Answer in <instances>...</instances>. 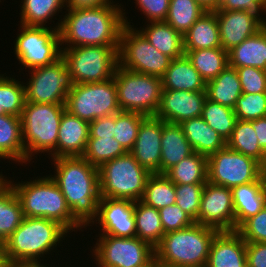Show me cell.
Segmentation results:
<instances>
[{
  "mask_svg": "<svg viewBox=\"0 0 266 267\" xmlns=\"http://www.w3.org/2000/svg\"><path fill=\"white\" fill-rule=\"evenodd\" d=\"M159 213L164 234L187 228L195 223L177 204L166 206L160 209Z\"/></svg>",
  "mask_w": 266,
  "mask_h": 267,
  "instance_id": "obj_47",
  "label": "cell"
},
{
  "mask_svg": "<svg viewBox=\"0 0 266 267\" xmlns=\"http://www.w3.org/2000/svg\"><path fill=\"white\" fill-rule=\"evenodd\" d=\"M3 172L1 171L0 172V184L3 182V181H5V177H6V175L4 176V174H2Z\"/></svg>",
  "mask_w": 266,
  "mask_h": 267,
  "instance_id": "obj_62",
  "label": "cell"
},
{
  "mask_svg": "<svg viewBox=\"0 0 266 267\" xmlns=\"http://www.w3.org/2000/svg\"><path fill=\"white\" fill-rule=\"evenodd\" d=\"M215 10L247 11L263 21L266 18V0H218ZM263 15L264 17H262Z\"/></svg>",
  "mask_w": 266,
  "mask_h": 267,
  "instance_id": "obj_50",
  "label": "cell"
},
{
  "mask_svg": "<svg viewBox=\"0 0 266 267\" xmlns=\"http://www.w3.org/2000/svg\"><path fill=\"white\" fill-rule=\"evenodd\" d=\"M8 262L5 247L3 243H0V267H5V264Z\"/></svg>",
  "mask_w": 266,
  "mask_h": 267,
  "instance_id": "obj_58",
  "label": "cell"
},
{
  "mask_svg": "<svg viewBox=\"0 0 266 267\" xmlns=\"http://www.w3.org/2000/svg\"><path fill=\"white\" fill-rule=\"evenodd\" d=\"M20 3H22L19 13L21 25L48 27L49 21L54 24L53 19L57 20L55 16L61 13V17L53 26L55 29H60L63 19L62 11L66 10V0H21Z\"/></svg>",
  "mask_w": 266,
  "mask_h": 267,
  "instance_id": "obj_27",
  "label": "cell"
},
{
  "mask_svg": "<svg viewBox=\"0 0 266 267\" xmlns=\"http://www.w3.org/2000/svg\"><path fill=\"white\" fill-rule=\"evenodd\" d=\"M137 12L143 14L147 22L165 21L169 11L170 0H134Z\"/></svg>",
  "mask_w": 266,
  "mask_h": 267,
  "instance_id": "obj_49",
  "label": "cell"
},
{
  "mask_svg": "<svg viewBox=\"0 0 266 267\" xmlns=\"http://www.w3.org/2000/svg\"><path fill=\"white\" fill-rule=\"evenodd\" d=\"M165 175L174 184H196L208 181L207 156L193 152L170 168Z\"/></svg>",
  "mask_w": 266,
  "mask_h": 267,
  "instance_id": "obj_35",
  "label": "cell"
},
{
  "mask_svg": "<svg viewBox=\"0 0 266 267\" xmlns=\"http://www.w3.org/2000/svg\"><path fill=\"white\" fill-rule=\"evenodd\" d=\"M96 237L90 252L95 259L93 264L97 267H138L155 255L154 248L138 237L111 235H96Z\"/></svg>",
  "mask_w": 266,
  "mask_h": 267,
  "instance_id": "obj_15",
  "label": "cell"
},
{
  "mask_svg": "<svg viewBox=\"0 0 266 267\" xmlns=\"http://www.w3.org/2000/svg\"><path fill=\"white\" fill-rule=\"evenodd\" d=\"M208 181L232 189L260 180L266 168L254 158L227 146L207 157Z\"/></svg>",
  "mask_w": 266,
  "mask_h": 267,
  "instance_id": "obj_13",
  "label": "cell"
},
{
  "mask_svg": "<svg viewBox=\"0 0 266 267\" xmlns=\"http://www.w3.org/2000/svg\"><path fill=\"white\" fill-rule=\"evenodd\" d=\"M219 231L198 223L165 233L154 248L161 263L185 267H206L211 243Z\"/></svg>",
  "mask_w": 266,
  "mask_h": 267,
  "instance_id": "obj_6",
  "label": "cell"
},
{
  "mask_svg": "<svg viewBox=\"0 0 266 267\" xmlns=\"http://www.w3.org/2000/svg\"><path fill=\"white\" fill-rule=\"evenodd\" d=\"M196 1L208 11H213L218 6V0H196Z\"/></svg>",
  "mask_w": 266,
  "mask_h": 267,
  "instance_id": "obj_55",
  "label": "cell"
},
{
  "mask_svg": "<svg viewBox=\"0 0 266 267\" xmlns=\"http://www.w3.org/2000/svg\"><path fill=\"white\" fill-rule=\"evenodd\" d=\"M14 41L15 59L21 64L20 71L52 64L62 57L61 37L58 29L24 26L21 24ZM23 66V69H22Z\"/></svg>",
  "mask_w": 266,
  "mask_h": 267,
  "instance_id": "obj_11",
  "label": "cell"
},
{
  "mask_svg": "<svg viewBox=\"0 0 266 267\" xmlns=\"http://www.w3.org/2000/svg\"><path fill=\"white\" fill-rule=\"evenodd\" d=\"M194 152L209 156L223 149L226 142L200 116L179 124Z\"/></svg>",
  "mask_w": 266,
  "mask_h": 267,
  "instance_id": "obj_29",
  "label": "cell"
},
{
  "mask_svg": "<svg viewBox=\"0 0 266 267\" xmlns=\"http://www.w3.org/2000/svg\"><path fill=\"white\" fill-rule=\"evenodd\" d=\"M138 267H161V262L154 255L149 261Z\"/></svg>",
  "mask_w": 266,
  "mask_h": 267,
  "instance_id": "obj_57",
  "label": "cell"
},
{
  "mask_svg": "<svg viewBox=\"0 0 266 267\" xmlns=\"http://www.w3.org/2000/svg\"><path fill=\"white\" fill-rule=\"evenodd\" d=\"M206 92L162 90L155 117L167 123L180 124L187 119L202 116Z\"/></svg>",
  "mask_w": 266,
  "mask_h": 267,
  "instance_id": "obj_18",
  "label": "cell"
},
{
  "mask_svg": "<svg viewBox=\"0 0 266 267\" xmlns=\"http://www.w3.org/2000/svg\"><path fill=\"white\" fill-rule=\"evenodd\" d=\"M235 213V231L266 205V174L255 182L235 186L232 189Z\"/></svg>",
  "mask_w": 266,
  "mask_h": 267,
  "instance_id": "obj_23",
  "label": "cell"
},
{
  "mask_svg": "<svg viewBox=\"0 0 266 267\" xmlns=\"http://www.w3.org/2000/svg\"><path fill=\"white\" fill-rule=\"evenodd\" d=\"M249 122L256 132L259 147L266 153V116Z\"/></svg>",
  "mask_w": 266,
  "mask_h": 267,
  "instance_id": "obj_54",
  "label": "cell"
},
{
  "mask_svg": "<svg viewBox=\"0 0 266 267\" xmlns=\"http://www.w3.org/2000/svg\"><path fill=\"white\" fill-rule=\"evenodd\" d=\"M184 50L221 48L218 21L214 11L206 10L183 34Z\"/></svg>",
  "mask_w": 266,
  "mask_h": 267,
  "instance_id": "obj_30",
  "label": "cell"
},
{
  "mask_svg": "<svg viewBox=\"0 0 266 267\" xmlns=\"http://www.w3.org/2000/svg\"><path fill=\"white\" fill-rule=\"evenodd\" d=\"M134 216L136 237L155 248L164 235L159 210L138 200L135 201Z\"/></svg>",
  "mask_w": 266,
  "mask_h": 267,
  "instance_id": "obj_34",
  "label": "cell"
},
{
  "mask_svg": "<svg viewBox=\"0 0 266 267\" xmlns=\"http://www.w3.org/2000/svg\"><path fill=\"white\" fill-rule=\"evenodd\" d=\"M65 110L87 122L120 112L114 78L73 85L66 97Z\"/></svg>",
  "mask_w": 266,
  "mask_h": 267,
  "instance_id": "obj_12",
  "label": "cell"
},
{
  "mask_svg": "<svg viewBox=\"0 0 266 267\" xmlns=\"http://www.w3.org/2000/svg\"><path fill=\"white\" fill-rule=\"evenodd\" d=\"M51 161L54 174L48 175L60 188L73 218L86 230L97 217L101 198L99 169L83 157H60Z\"/></svg>",
  "mask_w": 266,
  "mask_h": 267,
  "instance_id": "obj_1",
  "label": "cell"
},
{
  "mask_svg": "<svg viewBox=\"0 0 266 267\" xmlns=\"http://www.w3.org/2000/svg\"><path fill=\"white\" fill-rule=\"evenodd\" d=\"M185 54L206 83L228 66V52L222 48L197 49Z\"/></svg>",
  "mask_w": 266,
  "mask_h": 267,
  "instance_id": "obj_36",
  "label": "cell"
},
{
  "mask_svg": "<svg viewBox=\"0 0 266 267\" xmlns=\"http://www.w3.org/2000/svg\"><path fill=\"white\" fill-rule=\"evenodd\" d=\"M141 201L158 210L176 204L175 184L165 174H151Z\"/></svg>",
  "mask_w": 266,
  "mask_h": 267,
  "instance_id": "obj_38",
  "label": "cell"
},
{
  "mask_svg": "<svg viewBox=\"0 0 266 267\" xmlns=\"http://www.w3.org/2000/svg\"><path fill=\"white\" fill-rule=\"evenodd\" d=\"M99 169L100 197L141 200L151 175L130 152L118 156Z\"/></svg>",
  "mask_w": 266,
  "mask_h": 267,
  "instance_id": "obj_7",
  "label": "cell"
},
{
  "mask_svg": "<svg viewBox=\"0 0 266 267\" xmlns=\"http://www.w3.org/2000/svg\"><path fill=\"white\" fill-rule=\"evenodd\" d=\"M134 205L135 201L130 199L101 197L97 217L89 227H99L98 235L136 237Z\"/></svg>",
  "mask_w": 266,
  "mask_h": 267,
  "instance_id": "obj_17",
  "label": "cell"
},
{
  "mask_svg": "<svg viewBox=\"0 0 266 267\" xmlns=\"http://www.w3.org/2000/svg\"><path fill=\"white\" fill-rule=\"evenodd\" d=\"M122 8L125 26L120 35L119 66L161 78L169 68L172 59L149 43L136 26L134 27L130 19L128 20L126 17L128 12L123 5Z\"/></svg>",
  "mask_w": 266,
  "mask_h": 267,
  "instance_id": "obj_8",
  "label": "cell"
},
{
  "mask_svg": "<svg viewBox=\"0 0 266 267\" xmlns=\"http://www.w3.org/2000/svg\"><path fill=\"white\" fill-rule=\"evenodd\" d=\"M64 110L65 104L25 102L21 121L26 166L42 153H47L49 160L56 158L57 139Z\"/></svg>",
  "mask_w": 266,
  "mask_h": 267,
  "instance_id": "obj_5",
  "label": "cell"
},
{
  "mask_svg": "<svg viewBox=\"0 0 266 267\" xmlns=\"http://www.w3.org/2000/svg\"><path fill=\"white\" fill-rule=\"evenodd\" d=\"M243 93H266V71L256 67L236 68Z\"/></svg>",
  "mask_w": 266,
  "mask_h": 267,
  "instance_id": "obj_46",
  "label": "cell"
},
{
  "mask_svg": "<svg viewBox=\"0 0 266 267\" xmlns=\"http://www.w3.org/2000/svg\"><path fill=\"white\" fill-rule=\"evenodd\" d=\"M137 29L151 45L171 59L185 54L183 34L165 21L148 22L145 27Z\"/></svg>",
  "mask_w": 266,
  "mask_h": 267,
  "instance_id": "obj_28",
  "label": "cell"
},
{
  "mask_svg": "<svg viewBox=\"0 0 266 267\" xmlns=\"http://www.w3.org/2000/svg\"><path fill=\"white\" fill-rule=\"evenodd\" d=\"M261 30L263 31L264 35L266 36V18L261 22Z\"/></svg>",
  "mask_w": 266,
  "mask_h": 267,
  "instance_id": "obj_60",
  "label": "cell"
},
{
  "mask_svg": "<svg viewBox=\"0 0 266 267\" xmlns=\"http://www.w3.org/2000/svg\"><path fill=\"white\" fill-rule=\"evenodd\" d=\"M28 73V80H23L26 102L65 104L74 84L63 57L52 64L30 69Z\"/></svg>",
  "mask_w": 266,
  "mask_h": 267,
  "instance_id": "obj_14",
  "label": "cell"
},
{
  "mask_svg": "<svg viewBox=\"0 0 266 267\" xmlns=\"http://www.w3.org/2000/svg\"><path fill=\"white\" fill-rule=\"evenodd\" d=\"M89 122L64 110L59 127L56 158L82 157L89 139Z\"/></svg>",
  "mask_w": 266,
  "mask_h": 267,
  "instance_id": "obj_22",
  "label": "cell"
},
{
  "mask_svg": "<svg viewBox=\"0 0 266 267\" xmlns=\"http://www.w3.org/2000/svg\"><path fill=\"white\" fill-rule=\"evenodd\" d=\"M161 267H185V266H179V265H172L167 263H161Z\"/></svg>",
  "mask_w": 266,
  "mask_h": 267,
  "instance_id": "obj_61",
  "label": "cell"
},
{
  "mask_svg": "<svg viewBox=\"0 0 266 267\" xmlns=\"http://www.w3.org/2000/svg\"><path fill=\"white\" fill-rule=\"evenodd\" d=\"M34 178L35 175L33 180L15 182L10 176L5 177L21 203L24 217L54 220L70 233L83 232V227L73 218L64 195L52 178L49 175Z\"/></svg>",
  "mask_w": 266,
  "mask_h": 267,
  "instance_id": "obj_3",
  "label": "cell"
},
{
  "mask_svg": "<svg viewBox=\"0 0 266 267\" xmlns=\"http://www.w3.org/2000/svg\"><path fill=\"white\" fill-rule=\"evenodd\" d=\"M146 115L139 112L120 111L115 114L114 139L126 152H130Z\"/></svg>",
  "mask_w": 266,
  "mask_h": 267,
  "instance_id": "obj_43",
  "label": "cell"
},
{
  "mask_svg": "<svg viewBox=\"0 0 266 267\" xmlns=\"http://www.w3.org/2000/svg\"><path fill=\"white\" fill-rule=\"evenodd\" d=\"M247 267H266V242H246Z\"/></svg>",
  "mask_w": 266,
  "mask_h": 267,
  "instance_id": "obj_52",
  "label": "cell"
},
{
  "mask_svg": "<svg viewBox=\"0 0 266 267\" xmlns=\"http://www.w3.org/2000/svg\"><path fill=\"white\" fill-rule=\"evenodd\" d=\"M213 11L218 21L221 48L227 52L261 30L262 20L250 12Z\"/></svg>",
  "mask_w": 266,
  "mask_h": 267,
  "instance_id": "obj_20",
  "label": "cell"
},
{
  "mask_svg": "<svg viewBox=\"0 0 266 267\" xmlns=\"http://www.w3.org/2000/svg\"><path fill=\"white\" fill-rule=\"evenodd\" d=\"M119 46L62 48L73 84L102 82L114 77L119 65Z\"/></svg>",
  "mask_w": 266,
  "mask_h": 267,
  "instance_id": "obj_9",
  "label": "cell"
},
{
  "mask_svg": "<svg viewBox=\"0 0 266 267\" xmlns=\"http://www.w3.org/2000/svg\"><path fill=\"white\" fill-rule=\"evenodd\" d=\"M115 0H66V10L96 8L110 4H119Z\"/></svg>",
  "mask_w": 266,
  "mask_h": 267,
  "instance_id": "obj_53",
  "label": "cell"
},
{
  "mask_svg": "<svg viewBox=\"0 0 266 267\" xmlns=\"http://www.w3.org/2000/svg\"><path fill=\"white\" fill-rule=\"evenodd\" d=\"M115 114L89 122V137H114Z\"/></svg>",
  "mask_w": 266,
  "mask_h": 267,
  "instance_id": "obj_51",
  "label": "cell"
},
{
  "mask_svg": "<svg viewBox=\"0 0 266 267\" xmlns=\"http://www.w3.org/2000/svg\"><path fill=\"white\" fill-rule=\"evenodd\" d=\"M161 81L163 90L205 92L206 87V82L186 54L171 60Z\"/></svg>",
  "mask_w": 266,
  "mask_h": 267,
  "instance_id": "obj_24",
  "label": "cell"
},
{
  "mask_svg": "<svg viewBox=\"0 0 266 267\" xmlns=\"http://www.w3.org/2000/svg\"><path fill=\"white\" fill-rule=\"evenodd\" d=\"M24 219L21 203L12 186L0 184V243L9 238Z\"/></svg>",
  "mask_w": 266,
  "mask_h": 267,
  "instance_id": "obj_33",
  "label": "cell"
},
{
  "mask_svg": "<svg viewBox=\"0 0 266 267\" xmlns=\"http://www.w3.org/2000/svg\"><path fill=\"white\" fill-rule=\"evenodd\" d=\"M246 242H266V205L248 218L237 230Z\"/></svg>",
  "mask_w": 266,
  "mask_h": 267,
  "instance_id": "obj_48",
  "label": "cell"
},
{
  "mask_svg": "<svg viewBox=\"0 0 266 267\" xmlns=\"http://www.w3.org/2000/svg\"><path fill=\"white\" fill-rule=\"evenodd\" d=\"M6 73L0 74V115L10 114L21 117L25 105L23 81Z\"/></svg>",
  "mask_w": 266,
  "mask_h": 267,
  "instance_id": "obj_39",
  "label": "cell"
},
{
  "mask_svg": "<svg viewBox=\"0 0 266 267\" xmlns=\"http://www.w3.org/2000/svg\"><path fill=\"white\" fill-rule=\"evenodd\" d=\"M113 78L121 111L155 115L163 90L161 78L124 69L119 65Z\"/></svg>",
  "mask_w": 266,
  "mask_h": 267,
  "instance_id": "obj_10",
  "label": "cell"
},
{
  "mask_svg": "<svg viewBox=\"0 0 266 267\" xmlns=\"http://www.w3.org/2000/svg\"><path fill=\"white\" fill-rule=\"evenodd\" d=\"M205 183L175 184L176 204L198 223L201 196Z\"/></svg>",
  "mask_w": 266,
  "mask_h": 267,
  "instance_id": "obj_44",
  "label": "cell"
},
{
  "mask_svg": "<svg viewBox=\"0 0 266 267\" xmlns=\"http://www.w3.org/2000/svg\"><path fill=\"white\" fill-rule=\"evenodd\" d=\"M68 235L70 232L54 220L24 217L19 227L3 243L7 260L9 262L46 260L44 258L47 255H53V252L58 251L57 248L64 246L61 244L63 241L66 243Z\"/></svg>",
  "mask_w": 266,
  "mask_h": 267,
  "instance_id": "obj_4",
  "label": "cell"
},
{
  "mask_svg": "<svg viewBox=\"0 0 266 267\" xmlns=\"http://www.w3.org/2000/svg\"><path fill=\"white\" fill-rule=\"evenodd\" d=\"M5 267H27V261L23 262H7Z\"/></svg>",
  "mask_w": 266,
  "mask_h": 267,
  "instance_id": "obj_59",
  "label": "cell"
},
{
  "mask_svg": "<svg viewBox=\"0 0 266 267\" xmlns=\"http://www.w3.org/2000/svg\"><path fill=\"white\" fill-rule=\"evenodd\" d=\"M44 261H46V262H44ZM51 264H54L53 267H55L56 263H51ZM51 264L47 263V260H43V261L42 260L27 261V267H52ZM56 267H58V266L56 265ZM66 267H69V265L66 266Z\"/></svg>",
  "mask_w": 266,
  "mask_h": 267,
  "instance_id": "obj_56",
  "label": "cell"
},
{
  "mask_svg": "<svg viewBox=\"0 0 266 267\" xmlns=\"http://www.w3.org/2000/svg\"><path fill=\"white\" fill-rule=\"evenodd\" d=\"M205 92L207 99L233 109L243 93L236 68L228 65L217 77L206 83Z\"/></svg>",
  "mask_w": 266,
  "mask_h": 267,
  "instance_id": "obj_32",
  "label": "cell"
},
{
  "mask_svg": "<svg viewBox=\"0 0 266 267\" xmlns=\"http://www.w3.org/2000/svg\"><path fill=\"white\" fill-rule=\"evenodd\" d=\"M163 120L146 116L130 153L150 174H160L161 136Z\"/></svg>",
  "mask_w": 266,
  "mask_h": 267,
  "instance_id": "obj_19",
  "label": "cell"
},
{
  "mask_svg": "<svg viewBox=\"0 0 266 267\" xmlns=\"http://www.w3.org/2000/svg\"><path fill=\"white\" fill-rule=\"evenodd\" d=\"M198 224L218 231H235V213L232 190L205 183L198 213Z\"/></svg>",
  "mask_w": 266,
  "mask_h": 267,
  "instance_id": "obj_16",
  "label": "cell"
},
{
  "mask_svg": "<svg viewBox=\"0 0 266 267\" xmlns=\"http://www.w3.org/2000/svg\"><path fill=\"white\" fill-rule=\"evenodd\" d=\"M4 159L26 165L21 117L10 114L0 115V162Z\"/></svg>",
  "mask_w": 266,
  "mask_h": 267,
  "instance_id": "obj_25",
  "label": "cell"
},
{
  "mask_svg": "<svg viewBox=\"0 0 266 267\" xmlns=\"http://www.w3.org/2000/svg\"><path fill=\"white\" fill-rule=\"evenodd\" d=\"M205 11L196 0H170L165 22L185 34Z\"/></svg>",
  "mask_w": 266,
  "mask_h": 267,
  "instance_id": "obj_41",
  "label": "cell"
},
{
  "mask_svg": "<svg viewBox=\"0 0 266 267\" xmlns=\"http://www.w3.org/2000/svg\"><path fill=\"white\" fill-rule=\"evenodd\" d=\"M126 151L114 137H89L83 158L96 168L124 155Z\"/></svg>",
  "mask_w": 266,
  "mask_h": 267,
  "instance_id": "obj_42",
  "label": "cell"
},
{
  "mask_svg": "<svg viewBox=\"0 0 266 267\" xmlns=\"http://www.w3.org/2000/svg\"><path fill=\"white\" fill-rule=\"evenodd\" d=\"M238 120L250 121L266 116V93H242L234 106Z\"/></svg>",
  "mask_w": 266,
  "mask_h": 267,
  "instance_id": "obj_45",
  "label": "cell"
},
{
  "mask_svg": "<svg viewBox=\"0 0 266 267\" xmlns=\"http://www.w3.org/2000/svg\"><path fill=\"white\" fill-rule=\"evenodd\" d=\"M193 149L186 139L179 124L163 121L161 136L160 174H165L182 159L193 153Z\"/></svg>",
  "mask_w": 266,
  "mask_h": 267,
  "instance_id": "obj_26",
  "label": "cell"
},
{
  "mask_svg": "<svg viewBox=\"0 0 266 267\" xmlns=\"http://www.w3.org/2000/svg\"><path fill=\"white\" fill-rule=\"evenodd\" d=\"M201 117L225 142L231 137L238 120L234 109L207 98L203 105Z\"/></svg>",
  "mask_w": 266,
  "mask_h": 267,
  "instance_id": "obj_40",
  "label": "cell"
},
{
  "mask_svg": "<svg viewBox=\"0 0 266 267\" xmlns=\"http://www.w3.org/2000/svg\"><path fill=\"white\" fill-rule=\"evenodd\" d=\"M228 65L256 67L266 71V36L262 30L228 51Z\"/></svg>",
  "mask_w": 266,
  "mask_h": 267,
  "instance_id": "obj_31",
  "label": "cell"
},
{
  "mask_svg": "<svg viewBox=\"0 0 266 267\" xmlns=\"http://www.w3.org/2000/svg\"><path fill=\"white\" fill-rule=\"evenodd\" d=\"M226 146L254 158L266 168V153L259 147L256 132L249 121L237 120Z\"/></svg>",
  "mask_w": 266,
  "mask_h": 267,
  "instance_id": "obj_37",
  "label": "cell"
},
{
  "mask_svg": "<svg viewBox=\"0 0 266 267\" xmlns=\"http://www.w3.org/2000/svg\"><path fill=\"white\" fill-rule=\"evenodd\" d=\"M206 267H247L246 241L237 231H219L211 243Z\"/></svg>",
  "mask_w": 266,
  "mask_h": 267,
  "instance_id": "obj_21",
  "label": "cell"
},
{
  "mask_svg": "<svg viewBox=\"0 0 266 267\" xmlns=\"http://www.w3.org/2000/svg\"><path fill=\"white\" fill-rule=\"evenodd\" d=\"M122 4L66 10L59 29L62 48L119 46L125 26Z\"/></svg>",
  "mask_w": 266,
  "mask_h": 267,
  "instance_id": "obj_2",
  "label": "cell"
}]
</instances>
